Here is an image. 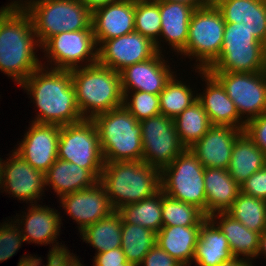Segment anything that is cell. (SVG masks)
Here are the masks:
<instances>
[{
	"mask_svg": "<svg viewBox=\"0 0 266 266\" xmlns=\"http://www.w3.org/2000/svg\"><path fill=\"white\" fill-rule=\"evenodd\" d=\"M42 65L20 85L39 111L32 122L64 126L83 120L71 71Z\"/></svg>",
	"mask_w": 266,
	"mask_h": 266,
	"instance_id": "6da1fadb",
	"label": "cell"
},
{
	"mask_svg": "<svg viewBox=\"0 0 266 266\" xmlns=\"http://www.w3.org/2000/svg\"><path fill=\"white\" fill-rule=\"evenodd\" d=\"M41 47L28 13L18 3L0 16V70L21 85L42 66L34 52Z\"/></svg>",
	"mask_w": 266,
	"mask_h": 266,
	"instance_id": "7a4b0ae2",
	"label": "cell"
},
{
	"mask_svg": "<svg viewBox=\"0 0 266 266\" xmlns=\"http://www.w3.org/2000/svg\"><path fill=\"white\" fill-rule=\"evenodd\" d=\"M114 210L150 198L160 190V171L141 161L105 162L99 180Z\"/></svg>",
	"mask_w": 266,
	"mask_h": 266,
	"instance_id": "3957f363",
	"label": "cell"
},
{
	"mask_svg": "<svg viewBox=\"0 0 266 266\" xmlns=\"http://www.w3.org/2000/svg\"><path fill=\"white\" fill-rule=\"evenodd\" d=\"M70 71L83 119H93L123 105L120 72L98 63Z\"/></svg>",
	"mask_w": 266,
	"mask_h": 266,
	"instance_id": "277c9868",
	"label": "cell"
},
{
	"mask_svg": "<svg viewBox=\"0 0 266 266\" xmlns=\"http://www.w3.org/2000/svg\"><path fill=\"white\" fill-rule=\"evenodd\" d=\"M92 120L98 130L104 162L142 160L141 125L123 105Z\"/></svg>",
	"mask_w": 266,
	"mask_h": 266,
	"instance_id": "5b68a950",
	"label": "cell"
},
{
	"mask_svg": "<svg viewBox=\"0 0 266 266\" xmlns=\"http://www.w3.org/2000/svg\"><path fill=\"white\" fill-rule=\"evenodd\" d=\"M19 4L28 13L33 30L42 45L62 32L88 29L92 11L80 0H27Z\"/></svg>",
	"mask_w": 266,
	"mask_h": 266,
	"instance_id": "8992f818",
	"label": "cell"
},
{
	"mask_svg": "<svg viewBox=\"0 0 266 266\" xmlns=\"http://www.w3.org/2000/svg\"><path fill=\"white\" fill-rule=\"evenodd\" d=\"M207 71L264 72L266 71V45L242 23H225L220 55Z\"/></svg>",
	"mask_w": 266,
	"mask_h": 266,
	"instance_id": "52a82bcc",
	"label": "cell"
},
{
	"mask_svg": "<svg viewBox=\"0 0 266 266\" xmlns=\"http://www.w3.org/2000/svg\"><path fill=\"white\" fill-rule=\"evenodd\" d=\"M204 171L195 154L185 148L160 171V190L170 198L197 206L206 215Z\"/></svg>",
	"mask_w": 266,
	"mask_h": 266,
	"instance_id": "ba28073f",
	"label": "cell"
},
{
	"mask_svg": "<svg viewBox=\"0 0 266 266\" xmlns=\"http://www.w3.org/2000/svg\"><path fill=\"white\" fill-rule=\"evenodd\" d=\"M224 31L223 15L215 4L196 8L190 19L186 48L180 54L196 59V69L207 70L220 55Z\"/></svg>",
	"mask_w": 266,
	"mask_h": 266,
	"instance_id": "9c48e42d",
	"label": "cell"
},
{
	"mask_svg": "<svg viewBox=\"0 0 266 266\" xmlns=\"http://www.w3.org/2000/svg\"><path fill=\"white\" fill-rule=\"evenodd\" d=\"M58 159L77 164L100 180L105 162L98 130L92 119L61 126Z\"/></svg>",
	"mask_w": 266,
	"mask_h": 266,
	"instance_id": "30bf717a",
	"label": "cell"
},
{
	"mask_svg": "<svg viewBox=\"0 0 266 266\" xmlns=\"http://www.w3.org/2000/svg\"><path fill=\"white\" fill-rule=\"evenodd\" d=\"M52 69L72 70L97 63L98 45L93 27L84 30L62 32L48 38L42 45ZM85 62V65L81 64ZM80 64V65H79Z\"/></svg>",
	"mask_w": 266,
	"mask_h": 266,
	"instance_id": "8fae6325",
	"label": "cell"
},
{
	"mask_svg": "<svg viewBox=\"0 0 266 266\" xmlns=\"http://www.w3.org/2000/svg\"><path fill=\"white\" fill-rule=\"evenodd\" d=\"M143 144L142 160L161 171L185 149L173 119L159 114L139 121Z\"/></svg>",
	"mask_w": 266,
	"mask_h": 266,
	"instance_id": "7c38bea8",
	"label": "cell"
},
{
	"mask_svg": "<svg viewBox=\"0 0 266 266\" xmlns=\"http://www.w3.org/2000/svg\"><path fill=\"white\" fill-rule=\"evenodd\" d=\"M210 73L224 87L246 123L266 112V71Z\"/></svg>",
	"mask_w": 266,
	"mask_h": 266,
	"instance_id": "4fadbf2b",
	"label": "cell"
},
{
	"mask_svg": "<svg viewBox=\"0 0 266 266\" xmlns=\"http://www.w3.org/2000/svg\"><path fill=\"white\" fill-rule=\"evenodd\" d=\"M158 53L155 43L133 31L103 41L98 46L97 63L120 72L126 66L149 60Z\"/></svg>",
	"mask_w": 266,
	"mask_h": 266,
	"instance_id": "5bb4252c",
	"label": "cell"
},
{
	"mask_svg": "<svg viewBox=\"0 0 266 266\" xmlns=\"http://www.w3.org/2000/svg\"><path fill=\"white\" fill-rule=\"evenodd\" d=\"M6 162V163H5ZM0 188L13 198L37 204L45 188V174L34 169L18 153L12 152L2 163Z\"/></svg>",
	"mask_w": 266,
	"mask_h": 266,
	"instance_id": "9a60e30c",
	"label": "cell"
},
{
	"mask_svg": "<svg viewBox=\"0 0 266 266\" xmlns=\"http://www.w3.org/2000/svg\"><path fill=\"white\" fill-rule=\"evenodd\" d=\"M31 126L14 151L34 169L46 173L58 158L60 125L30 123Z\"/></svg>",
	"mask_w": 266,
	"mask_h": 266,
	"instance_id": "2e32d148",
	"label": "cell"
},
{
	"mask_svg": "<svg viewBox=\"0 0 266 266\" xmlns=\"http://www.w3.org/2000/svg\"><path fill=\"white\" fill-rule=\"evenodd\" d=\"M59 199L61 207L78 224L79 232L115 211L100 181L92 187L63 195Z\"/></svg>",
	"mask_w": 266,
	"mask_h": 266,
	"instance_id": "e0dca14e",
	"label": "cell"
},
{
	"mask_svg": "<svg viewBox=\"0 0 266 266\" xmlns=\"http://www.w3.org/2000/svg\"><path fill=\"white\" fill-rule=\"evenodd\" d=\"M166 62L164 55L158 52L147 61L126 66L120 71L123 96L132 91L159 95L174 75Z\"/></svg>",
	"mask_w": 266,
	"mask_h": 266,
	"instance_id": "ac0fdd59",
	"label": "cell"
},
{
	"mask_svg": "<svg viewBox=\"0 0 266 266\" xmlns=\"http://www.w3.org/2000/svg\"><path fill=\"white\" fill-rule=\"evenodd\" d=\"M31 206L32 207H29L28 210H26L28 212H24L25 215L23 213L21 219L17 218L16 221L14 220L17 225H24L23 229L20 228V230L25 242H34L35 244L42 245H48L51 243L52 248L49 250V253H57L67 250V247L62 245V243L59 244L56 242L58 241L56 238L58 239L57 236H59L62 224L61 216L59 215V212L57 213L58 210L39 204H32ZM53 243L55 244L53 245Z\"/></svg>",
	"mask_w": 266,
	"mask_h": 266,
	"instance_id": "d6986e66",
	"label": "cell"
},
{
	"mask_svg": "<svg viewBox=\"0 0 266 266\" xmlns=\"http://www.w3.org/2000/svg\"><path fill=\"white\" fill-rule=\"evenodd\" d=\"M195 71L202 74L201 78L207 85L204 93L197 94V100L202 104L211 125L231 126L244 130L246 122L240 117L234 102L221 83L207 70Z\"/></svg>",
	"mask_w": 266,
	"mask_h": 266,
	"instance_id": "ffe728a7",
	"label": "cell"
},
{
	"mask_svg": "<svg viewBox=\"0 0 266 266\" xmlns=\"http://www.w3.org/2000/svg\"><path fill=\"white\" fill-rule=\"evenodd\" d=\"M92 27L98 46L135 31V0H119L94 9Z\"/></svg>",
	"mask_w": 266,
	"mask_h": 266,
	"instance_id": "44dd1931",
	"label": "cell"
},
{
	"mask_svg": "<svg viewBox=\"0 0 266 266\" xmlns=\"http://www.w3.org/2000/svg\"><path fill=\"white\" fill-rule=\"evenodd\" d=\"M244 130L231 126L212 125L190 150L205 168L228 169L236 139Z\"/></svg>",
	"mask_w": 266,
	"mask_h": 266,
	"instance_id": "7402d4cb",
	"label": "cell"
},
{
	"mask_svg": "<svg viewBox=\"0 0 266 266\" xmlns=\"http://www.w3.org/2000/svg\"><path fill=\"white\" fill-rule=\"evenodd\" d=\"M159 9V39L164 38V42H168L172 50L180 54L186 48L190 19L196 8L183 2L159 0Z\"/></svg>",
	"mask_w": 266,
	"mask_h": 266,
	"instance_id": "603a6c76",
	"label": "cell"
},
{
	"mask_svg": "<svg viewBox=\"0 0 266 266\" xmlns=\"http://www.w3.org/2000/svg\"><path fill=\"white\" fill-rule=\"evenodd\" d=\"M206 216L226 212L241 193L237 183L223 168H205Z\"/></svg>",
	"mask_w": 266,
	"mask_h": 266,
	"instance_id": "cb8c5ba5",
	"label": "cell"
},
{
	"mask_svg": "<svg viewBox=\"0 0 266 266\" xmlns=\"http://www.w3.org/2000/svg\"><path fill=\"white\" fill-rule=\"evenodd\" d=\"M233 257L225 234L207 217L201 225L192 262L198 266H218Z\"/></svg>",
	"mask_w": 266,
	"mask_h": 266,
	"instance_id": "d4e9b609",
	"label": "cell"
},
{
	"mask_svg": "<svg viewBox=\"0 0 266 266\" xmlns=\"http://www.w3.org/2000/svg\"><path fill=\"white\" fill-rule=\"evenodd\" d=\"M201 226H162L156 244L183 266H191Z\"/></svg>",
	"mask_w": 266,
	"mask_h": 266,
	"instance_id": "484cf974",
	"label": "cell"
},
{
	"mask_svg": "<svg viewBox=\"0 0 266 266\" xmlns=\"http://www.w3.org/2000/svg\"><path fill=\"white\" fill-rule=\"evenodd\" d=\"M209 218L225 234L234 257L242 256L251 260L257 257L259 233L251 231L227 212L213 213Z\"/></svg>",
	"mask_w": 266,
	"mask_h": 266,
	"instance_id": "4316f807",
	"label": "cell"
},
{
	"mask_svg": "<svg viewBox=\"0 0 266 266\" xmlns=\"http://www.w3.org/2000/svg\"><path fill=\"white\" fill-rule=\"evenodd\" d=\"M96 182L87 169L58 158L45 173V187L51 186L59 198L92 187Z\"/></svg>",
	"mask_w": 266,
	"mask_h": 266,
	"instance_id": "83f0119b",
	"label": "cell"
},
{
	"mask_svg": "<svg viewBox=\"0 0 266 266\" xmlns=\"http://www.w3.org/2000/svg\"><path fill=\"white\" fill-rule=\"evenodd\" d=\"M266 166V154L243 132L234 142L230 164V176L239 184Z\"/></svg>",
	"mask_w": 266,
	"mask_h": 266,
	"instance_id": "f1b7e54d",
	"label": "cell"
},
{
	"mask_svg": "<svg viewBox=\"0 0 266 266\" xmlns=\"http://www.w3.org/2000/svg\"><path fill=\"white\" fill-rule=\"evenodd\" d=\"M80 235L97 252L103 253L121 247L122 216L115 210L96 223L87 226Z\"/></svg>",
	"mask_w": 266,
	"mask_h": 266,
	"instance_id": "f546056e",
	"label": "cell"
},
{
	"mask_svg": "<svg viewBox=\"0 0 266 266\" xmlns=\"http://www.w3.org/2000/svg\"><path fill=\"white\" fill-rule=\"evenodd\" d=\"M181 144L191 148L212 126L202 104L197 100L173 119Z\"/></svg>",
	"mask_w": 266,
	"mask_h": 266,
	"instance_id": "4dcf8cb0",
	"label": "cell"
},
{
	"mask_svg": "<svg viewBox=\"0 0 266 266\" xmlns=\"http://www.w3.org/2000/svg\"><path fill=\"white\" fill-rule=\"evenodd\" d=\"M162 191L139 202L126 204L117 211L125 223L139 224L158 233L163 226L162 222Z\"/></svg>",
	"mask_w": 266,
	"mask_h": 266,
	"instance_id": "1f68e13d",
	"label": "cell"
},
{
	"mask_svg": "<svg viewBox=\"0 0 266 266\" xmlns=\"http://www.w3.org/2000/svg\"><path fill=\"white\" fill-rule=\"evenodd\" d=\"M156 244V233L139 224L125 223L122 220L121 249L126 260L139 266L149 250Z\"/></svg>",
	"mask_w": 266,
	"mask_h": 266,
	"instance_id": "d6a6232c",
	"label": "cell"
},
{
	"mask_svg": "<svg viewBox=\"0 0 266 266\" xmlns=\"http://www.w3.org/2000/svg\"><path fill=\"white\" fill-rule=\"evenodd\" d=\"M251 231L261 234L266 229V200L240 193L226 211Z\"/></svg>",
	"mask_w": 266,
	"mask_h": 266,
	"instance_id": "836d02e7",
	"label": "cell"
},
{
	"mask_svg": "<svg viewBox=\"0 0 266 266\" xmlns=\"http://www.w3.org/2000/svg\"><path fill=\"white\" fill-rule=\"evenodd\" d=\"M176 76L171 77L159 94L160 113L172 119L197 101V94Z\"/></svg>",
	"mask_w": 266,
	"mask_h": 266,
	"instance_id": "e575fe53",
	"label": "cell"
},
{
	"mask_svg": "<svg viewBox=\"0 0 266 266\" xmlns=\"http://www.w3.org/2000/svg\"><path fill=\"white\" fill-rule=\"evenodd\" d=\"M163 226H201L207 218L197 206L175 200L162 192Z\"/></svg>",
	"mask_w": 266,
	"mask_h": 266,
	"instance_id": "d590c367",
	"label": "cell"
},
{
	"mask_svg": "<svg viewBox=\"0 0 266 266\" xmlns=\"http://www.w3.org/2000/svg\"><path fill=\"white\" fill-rule=\"evenodd\" d=\"M135 31L155 43L157 51L162 53L158 41L161 32L159 0H135Z\"/></svg>",
	"mask_w": 266,
	"mask_h": 266,
	"instance_id": "8d00e7d4",
	"label": "cell"
},
{
	"mask_svg": "<svg viewBox=\"0 0 266 266\" xmlns=\"http://www.w3.org/2000/svg\"><path fill=\"white\" fill-rule=\"evenodd\" d=\"M123 106L138 121L161 114L159 95L143 91L127 92L123 98Z\"/></svg>",
	"mask_w": 266,
	"mask_h": 266,
	"instance_id": "74e56055",
	"label": "cell"
},
{
	"mask_svg": "<svg viewBox=\"0 0 266 266\" xmlns=\"http://www.w3.org/2000/svg\"><path fill=\"white\" fill-rule=\"evenodd\" d=\"M242 21V25L266 45V0H248V15Z\"/></svg>",
	"mask_w": 266,
	"mask_h": 266,
	"instance_id": "f35d334b",
	"label": "cell"
},
{
	"mask_svg": "<svg viewBox=\"0 0 266 266\" xmlns=\"http://www.w3.org/2000/svg\"><path fill=\"white\" fill-rule=\"evenodd\" d=\"M14 223L11 219L9 224L5 221L0 225V263L11 258L25 242L20 226Z\"/></svg>",
	"mask_w": 266,
	"mask_h": 266,
	"instance_id": "ab89813d",
	"label": "cell"
},
{
	"mask_svg": "<svg viewBox=\"0 0 266 266\" xmlns=\"http://www.w3.org/2000/svg\"><path fill=\"white\" fill-rule=\"evenodd\" d=\"M225 23H242L248 15V0H215Z\"/></svg>",
	"mask_w": 266,
	"mask_h": 266,
	"instance_id": "60d3db41",
	"label": "cell"
},
{
	"mask_svg": "<svg viewBox=\"0 0 266 266\" xmlns=\"http://www.w3.org/2000/svg\"><path fill=\"white\" fill-rule=\"evenodd\" d=\"M241 193L266 200V166L240 184Z\"/></svg>",
	"mask_w": 266,
	"mask_h": 266,
	"instance_id": "b9f144b4",
	"label": "cell"
},
{
	"mask_svg": "<svg viewBox=\"0 0 266 266\" xmlns=\"http://www.w3.org/2000/svg\"><path fill=\"white\" fill-rule=\"evenodd\" d=\"M244 132L266 154V112L250 119Z\"/></svg>",
	"mask_w": 266,
	"mask_h": 266,
	"instance_id": "7bdbcfd3",
	"label": "cell"
},
{
	"mask_svg": "<svg viewBox=\"0 0 266 266\" xmlns=\"http://www.w3.org/2000/svg\"><path fill=\"white\" fill-rule=\"evenodd\" d=\"M139 266H183L166 251L155 244L144 257Z\"/></svg>",
	"mask_w": 266,
	"mask_h": 266,
	"instance_id": "ee69618b",
	"label": "cell"
},
{
	"mask_svg": "<svg viewBox=\"0 0 266 266\" xmlns=\"http://www.w3.org/2000/svg\"><path fill=\"white\" fill-rule=\"evenodd\" d=\"M93 258V266H121L127 261L121 247L103 253H95Z\"/></svg>",
	"mask_w": 266,
	"mask_h": 266,
	"instance_id": "f6af8a7d",
	"label": "cell"
},
{
	"mask_svg": "<svg viewBox=\"0 0 266 266\" xmlns=\"http://www.w3.org/2000/svg\"><path fill=\"white\" fill-rule=\"evenodd\" d=\"M73 255L68 249L57 253H48L46 266H78L81 263L80 259L78 260L75 254ZM43 266L45 265L43 264Z\"/></svg>",
	"mask_w": 266,
	"mask_h": 266,
	"instance_id": "bcb514c9",
	"label": "cell"
},
{
	"mask_svg": "<svg viewBox=\"0 0 266 266\" xmlns=\"http://www.w3.org/2000/svg\"><path fill=\"white\" fill-rule=\"evenodd\" d=\"M42 259L41 257L37 258L36 256L33 257L32 255L23 256L20 258V261L18 262V266H41L42 265Z\"/></svg>",
	"mask_w": 266,
	"mask_h": 266,
	"instance_id": "7dc6e473",
	"label": "cell"
},
{
	"mask_svg": "<svg viewBox=\"0 0 266 266\" xmlns=\"http://www.w3.org/2000/svg\"><path fill=\"white\" fill-rule=\"evenodd\" d=\"M218 266H253L251 259L233 257L231 260L226 261Z\"/></svg>",
	"mask_w": 266,
	"mask_h": 266,
	"instance_id": "c3c4849f",
	"label": "cell"
},
{
	"mask_svg": "<svg viewBox=\"0 0 266 266\" xmlns=\"http://www.w3.org/2000/svg\"><path fill=\"white\" fill-rule=\"evenodd\" d=\"M86 7H88L91 11L94 9L119 1V0H80Z\"/></svg>",
	"mask_w": 266,
	"mask_h": 266,
	"instance_id": "681fc988",
	"label": "cell"
},
{
	"mask_svg": "<svg viewBox=\"0 0 266 266\" xmlns=\"http://www.w3.org/2000/svg\"><path fill=\"white\" fill-rule=\"evenodd\" d=\"M165 1L183 2L188 5L194 6L195 8L210 6L213 5L215 2V0H165Z\"/></svg>",
	"mask_w": 266,
	"mask_h": 266,
	"instance_id": "f907efd6",
	"label": "cell"
},
{
	"mask_svg": "<svg viewBox=\"0 0 266 266\" xmlns=\"http://www.w3.org/2000/svg\"><path fill=\"white\" fill-rule=\"evenodd\" d=\"M263 254L264 256H266V229L260 234L259 250L257 253V257Z\"/></svg>",
	"mask_w": 266,
	"mask_h": 266,
	"instance_id": "816d5d0a",
	"label": "cell"
},
{
	"mask_svg": "<svg viewBox=\"0 0 266 266\" xmlns=\"http://www.w3.org/2000/svg\"><path fill=\"white\" fill-rule=\"evenodd\" d=\"M19 3V1L15 0L14 2H11L10 4L4 6V7H1L0 8V16L6 11V10H9L11 8H13L14 6H16L17 4Z\"/></svg>",
	"mask_w": 266,
	"mask_h": 266,
	"instance_id": "f5cc1de1",
	"label": "cell"
},
{
	"mask_svg": "<svg viewBox=\"0 0 266 266\" xmlns=\"http://www.w3.org/2000/svg\"><path fill=\"white\" fill-rule=\"evenodd\" d=\"M2 161L3 159L0 158V185H1V173H2V163H3Z\"/></svg>",
	"mask_w": 266,
	"mask_h": 266,
	"instance_id": "db71d44e",
	"label": "cell"
},
{
	"mask_svg": "<svg viewBox=\"0 0 266 266\" xmlns=\"http://www.w3.org/2000/svg\"><path fill=\"white\" fill-rule=\"evenodd\" d=\"M121 266H134V265L126 261L125 263H122Z\"/></svg>",
	"mask_w": 266,
	"mask_h": 266,
	"instance_id": "11a10c76",
	"label": "cell"
}]
</instances>
